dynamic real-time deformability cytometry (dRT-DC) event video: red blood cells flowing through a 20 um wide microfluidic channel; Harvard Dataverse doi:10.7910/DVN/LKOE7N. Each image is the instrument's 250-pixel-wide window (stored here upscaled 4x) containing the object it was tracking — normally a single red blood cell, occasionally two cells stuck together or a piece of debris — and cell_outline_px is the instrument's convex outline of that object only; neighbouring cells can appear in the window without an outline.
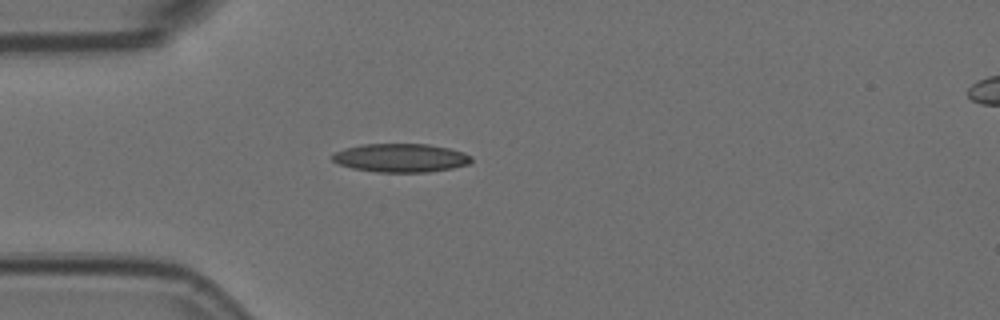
{"species": "Egyptian fruit bat (a non-hibernating species)", "species_latin": "Rousettus aegyptiacus", "temperature_condition": "room temperature", "stored_images_in_passage": 2, "camera_frame_rate_fps": 3000, "um_per_image_px": 0.085, "animal": {"sex": "female"}, "frame": {"image": 1, "passage_image": 1, "time_ms": 0.0, "image_size_px": [1000, 320], "cell_outline_px": [[472, 160], [468, 164], [452, 168], [428, 172], [376, 172], [352, 168], [340, 164], [332, 160], [332, 156], [336, 152], [344, 148], [360, 144], [428, 144], [448, 148], [464, 152], [472, 156]], "centroid_in_image_um": [34.07, 13.41], "position_along_channel_um": 50.9, "area_um2": 23.12}}